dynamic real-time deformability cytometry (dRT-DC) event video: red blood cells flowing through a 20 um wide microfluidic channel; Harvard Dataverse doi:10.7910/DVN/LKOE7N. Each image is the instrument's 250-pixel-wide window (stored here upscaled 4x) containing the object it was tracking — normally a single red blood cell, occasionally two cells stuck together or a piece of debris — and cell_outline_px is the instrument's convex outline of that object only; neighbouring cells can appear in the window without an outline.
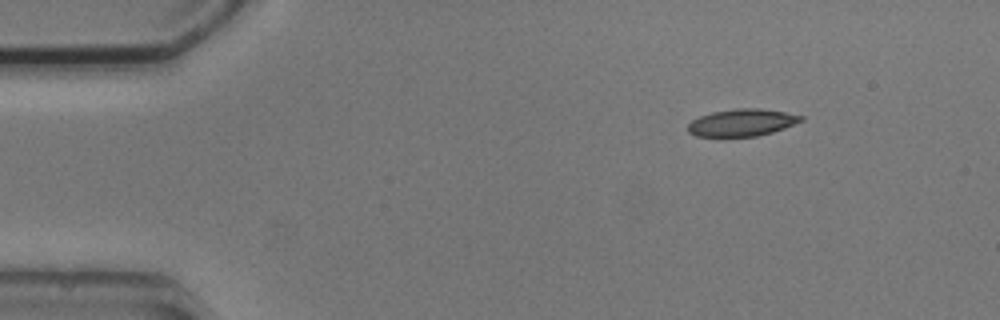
{"species": "common noctule bat (a hibernating species)", "species_latin": "Nyctalus noctula", "temperature_condition": "cold", "stored_images_in_passage": 6, "camera_frame_rate_fps": 3000, "um_per_image_px": 0.085, "animal": {"sex": "male", "body_mass_g": 20.5, "forearm_length_mm": 52.5}, "frame": {"image": 1, "passage_image": 1, "time_ms": 0.0, "image_size_px": [1000, 320], "cell_outline_px": [[804, 120], [784, 128], [772, 132], [756, 136], [696, 136], [688, 132], [688, 124], [692, 120], [700, 116], [712, 112], [736, 108], [760, 108], [784, 112], [804, 116]], "centroid_in_image_um": [63.07, 10.41], "position_along_channel_um": 21.9, "area_um2": 17.8}}
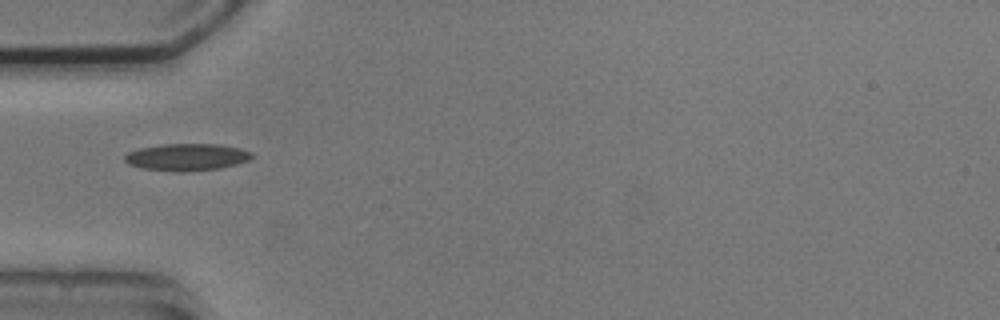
{"frame": {"image": 2, "passage_image": 4, "time_ms": 3.333, "image_size_px": [1000, 320], "cell_outline_px": [[256, 156], [248, 160], [236, 164], [220, 168], [180, 172], [144, 168], [128, 164], [124, 160], [124, 156], [128, 152], [140, 148], [160, 144], [220, 144], [240, 148], [252, 152]], "centroid_in_image_um": [15.9, 13.34], "position_along_channel_um": 69.1, "area_um2": 20.06}}